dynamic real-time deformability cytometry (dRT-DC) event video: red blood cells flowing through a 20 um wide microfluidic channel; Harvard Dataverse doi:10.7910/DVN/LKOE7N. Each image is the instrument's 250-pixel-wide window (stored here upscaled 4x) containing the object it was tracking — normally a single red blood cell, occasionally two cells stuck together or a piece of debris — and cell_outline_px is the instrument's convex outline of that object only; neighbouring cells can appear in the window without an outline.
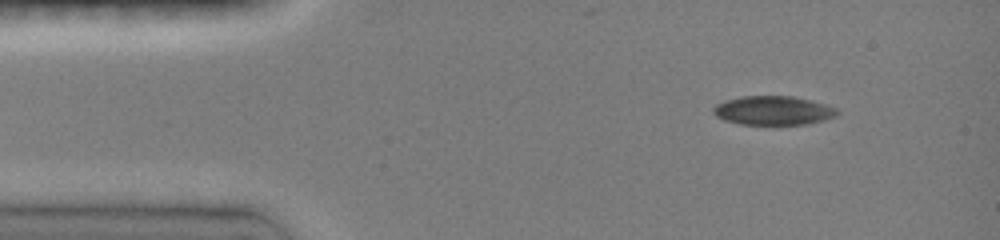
{"species": "common noctule bat (a hibernating species)", "species_latin": "Nyctalus noctula", "temperature_condition": "room temperature", "stored_images_in_passage": 9, "camera_frame_rate_fps": 3000, "um_per_image_px": 0.085, "animal": {"sex": "female", "body_mass_g": 19.0, "forearm_length_mm": 51.5}, "frame": {"image": 1, "passage_image": 9, "time_ms": 4.0, "image_size_px": [1000, 240], "cell_outline_px": [[840, 112], [836, 116], [824, 120], [808, 124], [740, 124], [724, 120], [716, 116], [712, 112], [712, 108], [716, 104], [740, 96], [792, 96], [824, 104], [836, 108]], "centroid_in_image_um": [65.71, 9.4], "position_along_channel_um": 19.3, "area_um2": 20.81}}